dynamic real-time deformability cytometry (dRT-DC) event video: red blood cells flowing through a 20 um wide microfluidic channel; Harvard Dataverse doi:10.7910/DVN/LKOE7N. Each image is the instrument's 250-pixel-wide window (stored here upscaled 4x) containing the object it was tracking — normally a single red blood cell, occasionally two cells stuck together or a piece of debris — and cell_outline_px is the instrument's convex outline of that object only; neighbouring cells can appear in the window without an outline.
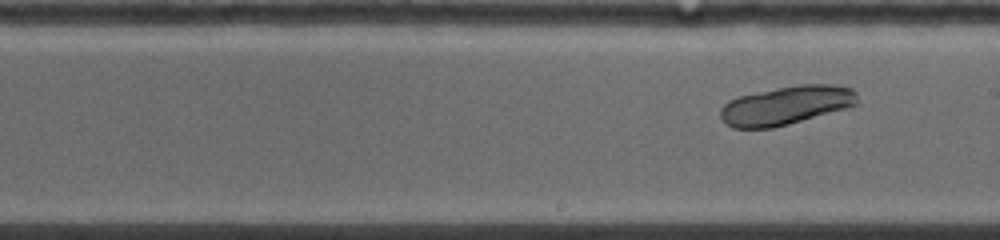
{"species": "common noctule bat (a hibernating species)", "species_latin": "Nyctalus noctula", "temperature_condition": "warm", "stored_images_in_passage": 10, "segment_of_instrument_passage": [2, 2], "camera_frame_rate_fps": 5000, "um_per_image_px": 0.085, "animal": {"sex": "female", "body_mass_g": 19.0, "forearm_length_mm": 53.3}, "frame": {"image": 1, "passage_image": 10, "time_ms": 9.0, "image_size_px": [1000, 240], "cell_outline_px": [[856, 104], [844, 108], [788, 124], [772, 128], [732, 128], [720, 116], [720, 108], [728, 100], [740, 96], [756, 92], [776, 88], [800, 84], [832, 84], [852, 88], [856, 92]], "centroid_in_image_um": [66.79, 8.94], "position_along_channel_um": 222.2, "area_um2": 30.52}}